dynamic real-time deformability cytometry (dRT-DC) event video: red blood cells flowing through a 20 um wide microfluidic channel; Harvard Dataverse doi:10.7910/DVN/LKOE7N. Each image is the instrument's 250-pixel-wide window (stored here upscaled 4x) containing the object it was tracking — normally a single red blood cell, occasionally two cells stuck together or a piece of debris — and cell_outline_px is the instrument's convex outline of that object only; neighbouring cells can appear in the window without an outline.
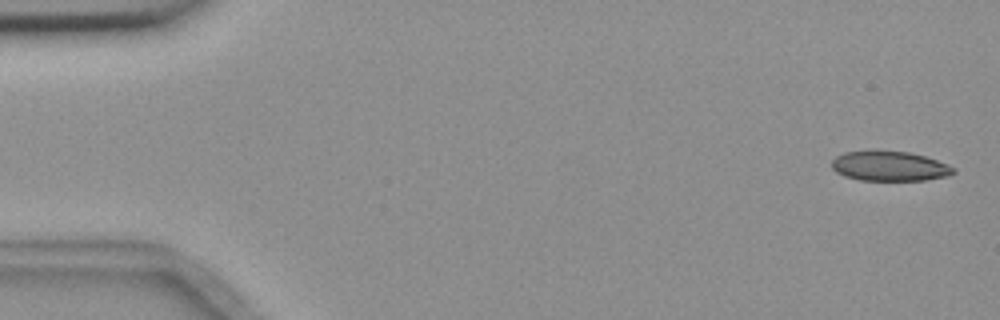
{"species": "common noctule bat (a hibernating species)", "species_latin": "Nyctalus noctula", "temperature_condition": "room temperature", "stored_images_in_passage": 6, "camera_frame_rate_fps": 3000, "um_per_image_px": 0.085, "animal": {"sex": "female", "body_mass_g": 18.4}, "frame": {"image": 1, "passage_image": 1, "time_ms": 0.0, "image_size_px": [1000, 320], "cell_outline_px": [[956, 172], [948, 176], [924, 180], [860, 180], [844, 176], [836, 172], [832, 168], [832, 160], [836, 156], [844, 152], [908, 152], [924, 156], [948, 164], [956, 168]], "centroid_in_image_um": [75.64, 14.14], "position_along_channel_um": 9.4, "area_um2": 20.81}}